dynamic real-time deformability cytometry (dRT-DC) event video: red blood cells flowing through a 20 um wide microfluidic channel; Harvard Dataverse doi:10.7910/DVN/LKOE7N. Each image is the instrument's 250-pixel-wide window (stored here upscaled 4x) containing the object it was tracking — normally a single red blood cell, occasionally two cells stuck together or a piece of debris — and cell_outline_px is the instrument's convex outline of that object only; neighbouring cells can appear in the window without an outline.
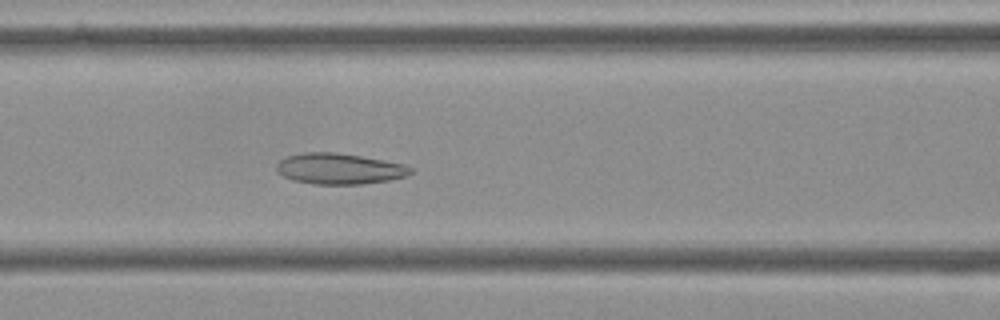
{"species": "Egyptian fruit bat (a non-hibernating species)", "species_latin": "Rousettus aegyptiacus", "temperature_condition": "cold", "stored_images_in_passage": 56, "camera_frame_rate_fps": 3000, "um_per_image_px": 0.085, "frame": {"image": 1, "passage_image": 24, "time_ms": 7.667, "image_size_px": [1000, 320], "cell_outline_px": [[416, 168], [412, 172], [404, 176], [388, 180], [360, 184], [316, 184], [292, 180], [276, 172], [276, 164], [280, 160], [288, 156], [304, 152], [336, 152], [384, 160], [404, 164]], "centroid_in_image_um": [28.84, 14.33], "position_along_channel_um": 137.8, "area_um2": 24.1}}
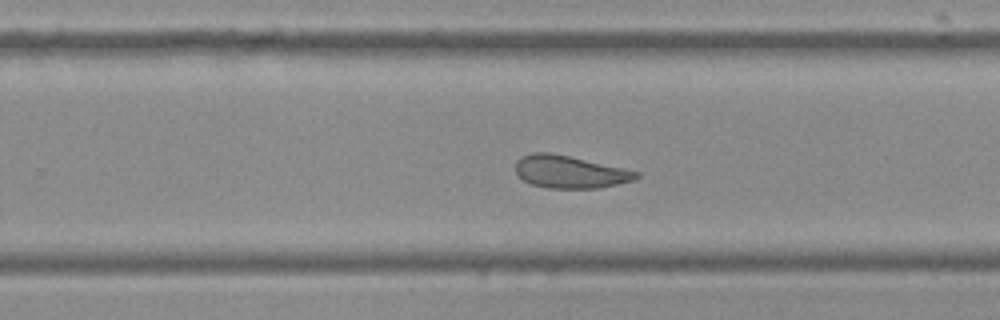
{"frame": {"image": 2, "passage_image": 36, "time_ms": 11.667, "image_size_px": [1000, 320], "cell_outline_px": [[640, 176], [632, 180], [600, 188], [548, 188], [532, 184], [524, 180], [516, 172], [516, 160], [520, 156], [532, 152], [548, 152], [568, 156], [624, 168], [640, 172]], "centroid_in_image_um": [48.42, 14.6], "position_along_channel_um": 281.4, "area_um2": 22.72}}
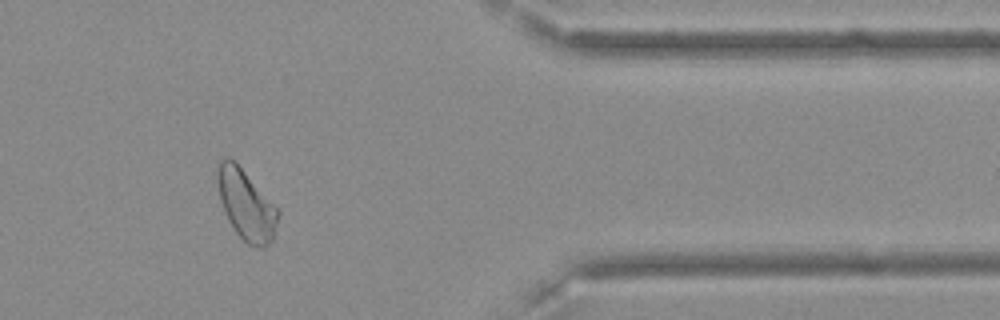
{"frame": {"image": 3, "passage_image": 47, "time_ms": 15.333, "image_size_px": [1000, 320], "cell_outline_px": [[280, 212], [272, 240], [264, 248], [260, 248], [248, 244], [236, 232], [228, 220], [224, 212], [220, 200], [216, 180], [216, 172], [220, 160], [228, 156], [244, 172]], "centroid_in_image_um": [20.89, 17.43], "position_along_channel_um": 390.5, "area_um2": 24.22}, "authors_computed_cell_mechanics": {"area_um2": 25.721, "velocity_mm_per_s": 3.6, "shape_relaxation_time_tau1_ms": null, "shape_relaxation_time_tau2_ms": 2.2512, "deformation_change_tau1": null, "deformation_change_tau2": 0.0913}}